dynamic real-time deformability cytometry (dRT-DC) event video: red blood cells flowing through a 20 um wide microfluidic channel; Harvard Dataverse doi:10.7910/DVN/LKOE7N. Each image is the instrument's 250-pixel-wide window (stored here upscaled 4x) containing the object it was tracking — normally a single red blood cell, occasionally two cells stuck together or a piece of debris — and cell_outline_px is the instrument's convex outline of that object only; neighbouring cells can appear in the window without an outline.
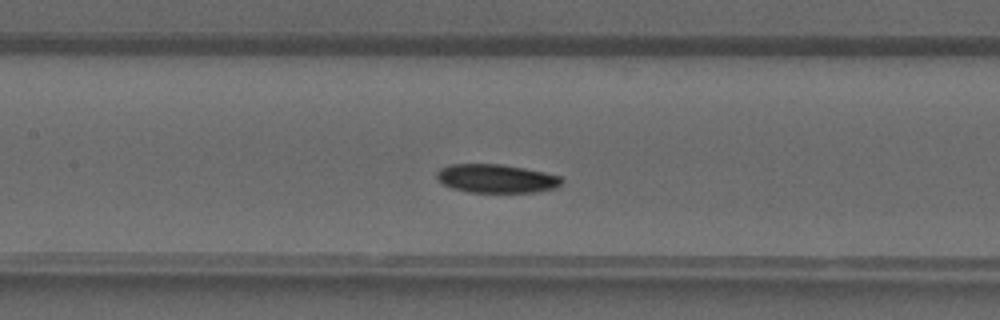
{"species": "common noctule bat (a hibernating species)", "species_latin": "Nyctalus noctula", "temperature_condition": "warm", "stored_images_in_passage": 35, "camera_frame_rate_fps": 3000, "um_per_image_px": 0.085, "animal": {"sex": "male", "forearm_length_mm": 52.5}, "frame": {"image": 1, "passage_image": 13, "time_ms": 4.0, "image_size_px": [1000, 320], "cell_outline_px": [[564, 180], [556, 188], [536, 192], [468, 192], [452, 188], [444, 184], [436, 176], [436, 172], [440, 168], [448, 164], [500, 164], [524, 168], [544, 172], [560, 176]], "centroid_in_image_um": [42.19, 15.17], "position_along_channel_um": 165.2, "area_um2": 20.81}}
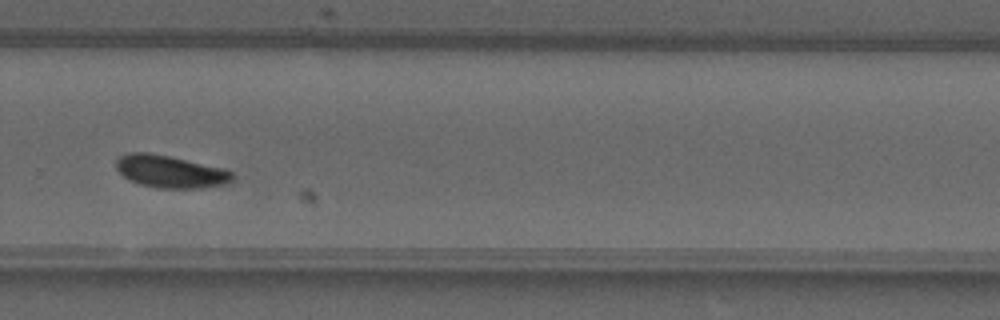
{"frame": {"image": 2, "passage_image": 22, "time_ms": 7.0, "image_size_px": [1000, 320], "cell_outline_px": [[232, 180], [228, 184], [204, 188], [156, 188], [140, 184], [124, 176], [116, 168], [116, 160], [120, 156], [128, 152], [148, 152], [168, 156], [220, 168], [232, 172]], "centroid_in_image_um": [14.45, 14.59], "position_along_channel_um": 315.3, "area_um2": 21.68}}
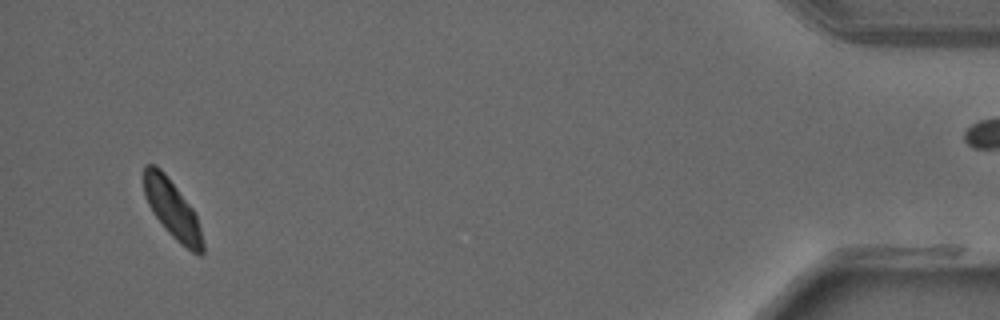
{"frame": {"image": 3, "passage_image": 33, "time_ms": 10.667, "image_size_px": [1000, 320], "cell_outline_px": [[204, 252], [200, 256], [192, 252], [176, 240], [168, 232], [152, 212], [144, 196], [144, 164], [156, 164], [164, 172], [196, 212], [204, 244]], "centroid_in_image_um": [14.65, 17.78], "position_along_channel_um": 420.5, "area_um2": 20.06}}